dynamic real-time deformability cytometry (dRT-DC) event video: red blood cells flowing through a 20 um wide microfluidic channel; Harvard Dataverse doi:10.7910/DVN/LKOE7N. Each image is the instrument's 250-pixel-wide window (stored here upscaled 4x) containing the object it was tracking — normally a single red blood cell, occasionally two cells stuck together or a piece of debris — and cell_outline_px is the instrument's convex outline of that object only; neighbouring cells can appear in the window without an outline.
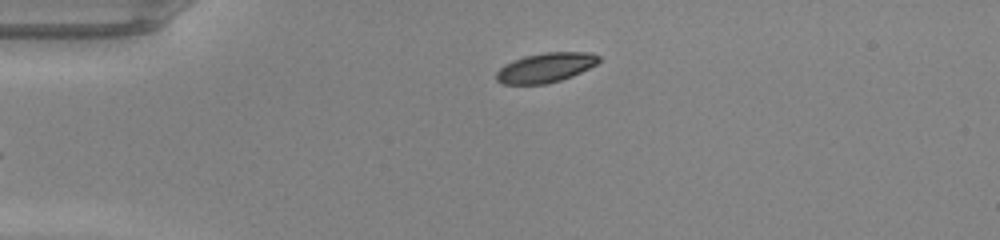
{"species": "common noctule bat (a hibernating species)", "species_latin": "Nyctalus noctula", "temperature_condition": "warm", "stored_images_in_passage": 32, "camera_frame_rate_fps": 3000, "um_per_image_px": 0.085, "animal": {"sex": "male", "body_mass_g": 20.0, "forearm_length_mm": 53.3}, "frame": {"image": 1, "passage_image": 1, "time_ms": 0.0, "image_size_px": [1000, 240], "cell_outline_px": [[600, 60], [596, 64], [572, 76], [548, 84], [504, 84], [496, 80], [496, 72], [504, 64], [512, 60], [524, 56], [544, 52], [592, 52], [600, 56]], "centroid_in_image_um": [46.36, 5.74], "position_along_channel_um": 38.6, "area_um2": 17.74}}
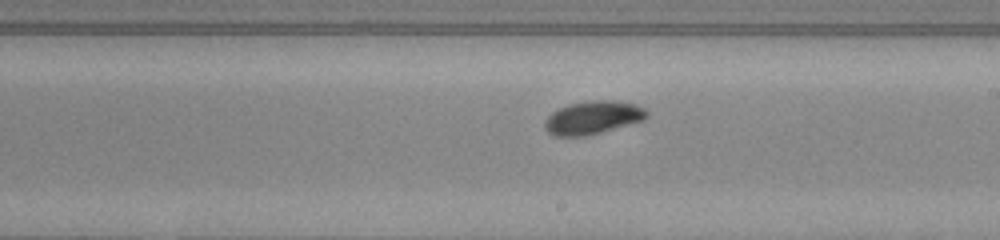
{"frame": {"image": 2, "passage_image": 18, "time_ms": 5.667, "image_size_px": [1000, 240], "cell_outline_px": [[648, 116], [644, 120], [600, 132], [584, 136], [556, 136], [548, 132], [544, 128], [544, 120], [552, 112], [568, 104], [592, 100], [616, 100], [636, 104], [644, 108], [648, 112]], "centroid_in_image_um": [50.39, 9.98], "position_along_channel_um": 238.6, "area_um2": 19.71}}
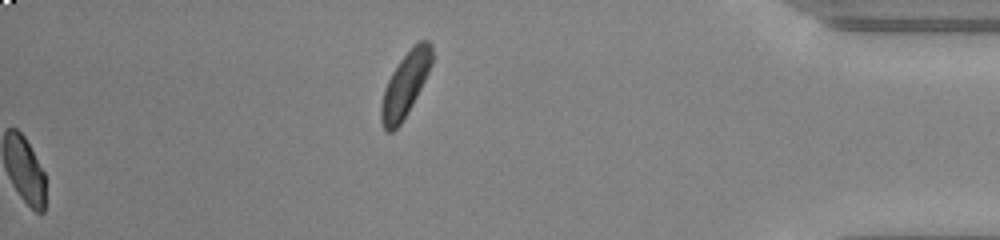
{"frame": {"image": 3, "passage_image": 32, "time_ms": 10.333, "image_size_px": [1000, 240], "cell_outline_px": [[432, 64], [408, 112], [400, 124], [392, 132], [388, 132], [384, 128], [380, 120], [380, 104], [384, 88], [392, 72], [400, 60], [420, 40], [428, 40], [432, 44]], "centroid_in_image_um": [34.42, 7.21], "position_along_channel_um": 400.8, "area_um2": 18.67}, "authors_computed_cell_mechanics": {"area_um2": 19.2185, "velocity_mm_per_s": 4.2395, "shape_relaxation_time_tau1_ms": 2.3073, "shape_relaxation_time_tau2_ms": null, "deformation_change_tau1": 0.1092, "deformation_change_tau2": null}}